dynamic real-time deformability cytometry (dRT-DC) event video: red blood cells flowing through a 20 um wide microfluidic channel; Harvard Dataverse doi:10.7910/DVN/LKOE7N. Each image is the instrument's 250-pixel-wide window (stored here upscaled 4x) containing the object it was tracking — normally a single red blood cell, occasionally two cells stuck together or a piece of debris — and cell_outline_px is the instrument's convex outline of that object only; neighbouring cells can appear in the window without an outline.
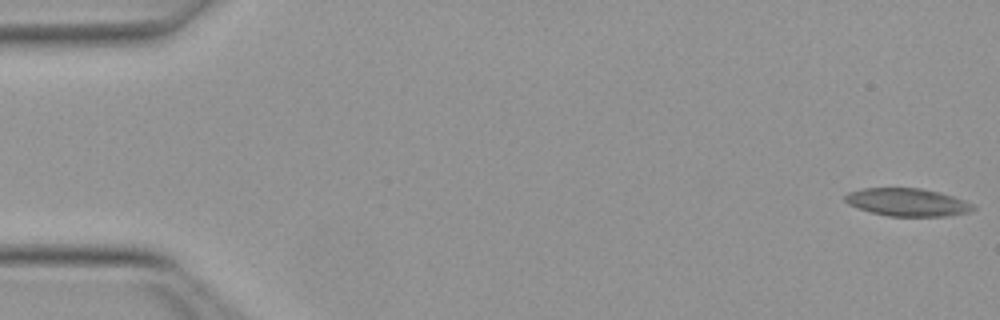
{"species": "Egyptian fruit bat (a non-hibernating species)", "species_latin": "Rousettus aegyptiacus", "temperature_condition": "warm", "stored_images_in_passage": 52, "camera_frame_rate_fps": 3000, "um_per_image_px": 0.085, "animal": {"sex": "female"}, "frame": {"image": 1, "passage_image": 1, "time_ms": 0.0, "image_size_px": [1000, 320], "cell_outline_px": [[976, 208], [968, 212], [944, 216], [888, 216], [872, 212], [848, 204], [844, 200], [844, 196], [848, 192], [864, 188], [920, 188], [940, 192], [964, 200], [972, 204]], "centroid_in_image_um": [77.11, 17.18], "position_along_channel_um": 7.9, "area_um2": 20.58}}
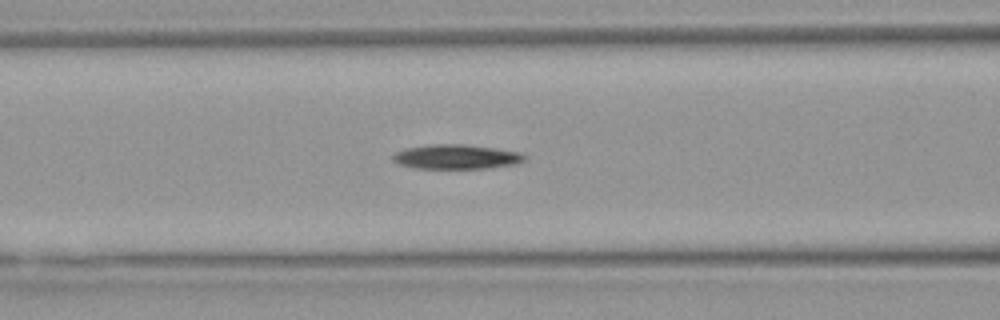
{"frame": {"image": 2, "passage_image": 21, "time_ms": 6.667, "image_size_px": [1000, 320], "cell_outline_px": [[528, 156], [524, 160], [516, 164], [488, 168], [412, 168], [396, 164], [392, 160], [392, 156], [396, 152], [404, 148], [432, 144], [460, 144], [492, 148], [520, 152]], "centroid_in_image_um": [38.74, 13.33], "position_along_channel_um": 127.9, "area_um2": 18.84}}
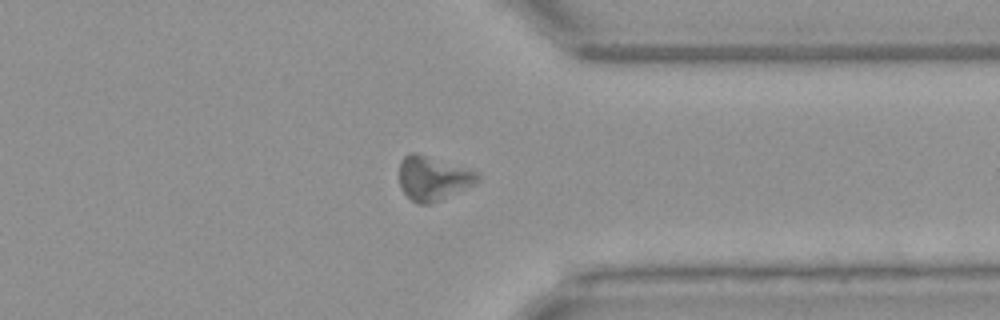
{"frame": {"image": 3, "passage_image": 40, "time_ms": 13.0, "image_size_px": [1000, 320], "cell_outline_px": [[480, 180], [472, 184], [428, 204], [416, 204], [400, 188], [400, 160], [408, 152], [416, 152], [480, 172]], "centroid_in_image_um": [36.77, 15.11], "position_along_channel_um": 374.6, "area_um2": 19.83}, "authors_computed_cell_mechanics": {"area_um2": 19.4786, "velocity_mm_per_s": 3.9744, "shape_relaxation_time_tau1_ms": 7.8084, "shape_relaxation_time_tau2_ms": null, "deformation_change_tau1": 0.1304, "deformation_change_tau2": null}}